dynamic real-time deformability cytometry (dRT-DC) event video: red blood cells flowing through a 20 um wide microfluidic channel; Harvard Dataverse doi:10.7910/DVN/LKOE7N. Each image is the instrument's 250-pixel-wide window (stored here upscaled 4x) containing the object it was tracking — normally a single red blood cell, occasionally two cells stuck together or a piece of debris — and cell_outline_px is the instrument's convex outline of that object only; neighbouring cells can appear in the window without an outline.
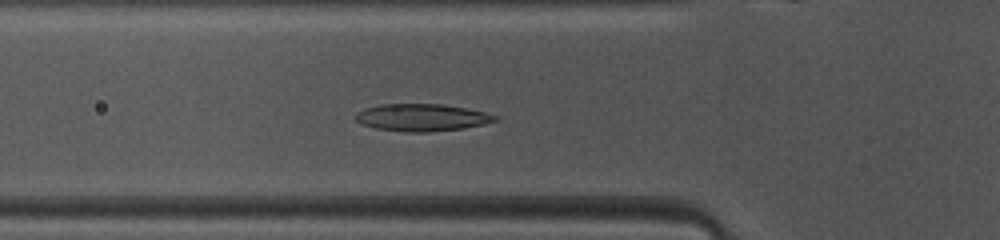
{"species": "common noctule bat (a hibernating species)", "species_latin": "Nyctalus noctula", "temperature_condition": "warm", "stored_images_in_passage": 39, "camera_frame_rate_fps": 3000, "um_per_image_px": 0.085, "animal": {"sex": "female", "body_mass_g": 10.0, "forearm_length_mm": 53.1}, "frame": {"image": 1, "passage_image": 6, "time_ms": 1.667, "image_size_px": [1000, 240], "cell_outline_px": [[500, 120], [484, 124], [464, 128], [428, 132], [408, 132], [376, 128], [360, 124], [352, 116], [356, 112], [364, 108], [380, 104], [440, 104], [464, 108], [484, 112], [500, 116]], "centroid_in_image_um": [35.84, 9.99], "position_along_channel_um": 90.0, "area_um2": 22.31}}
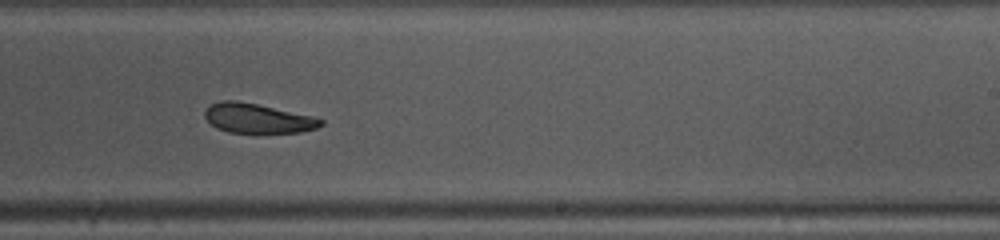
{"frame": {"image": 2, "passage_image": 19, "time_ms": 6.0, "image_size_px": [1000, 240], "cell_outline_px": [[324, 124], [316, 128], [300, 132], [256, 136], [228, 132], [216, 128], [204, 116], [204, 112], [208, 104], [220, 100], [236, 100], [256, 104], [312, 116], [324, 120]], "centroid_in_image_um": [21.87, 10.11], "position_along_channel_um": 267.1, "area_um2": 20.87}}
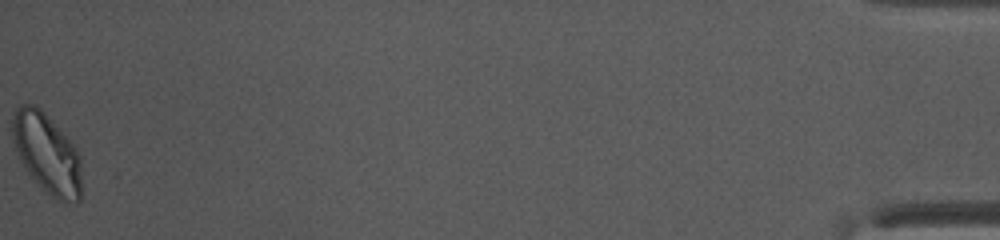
{"frame": {"image": 3, "passage_image": 39, "time_ms": 12.667, "image_size_px": [1000, 240], "cell_outline_px": [[80, 200], [76, 204], [60, 204], [28, 172], [20, 160], [12, 136], [12, 116], [16, 108], [20, 104], [36, 104], [44, 112], [76, 148], [80, 156]], "centroid_in_image_um": [3.99, 13.05], "position_along_channel_um": 431.2, "area_um2": 32.02}, "authors_computed_cell_mechanics": {"area_um2": 21.964, "velocity_mm_per_s": 4.0753, "shape_relaxation_time_tau1_ms": 8.5324, "shape_relaxation_time_tau2_ms": 5.5371, "deformation_change_tau1": 0.1943, "deformation_change_tau2": 0.1258}}